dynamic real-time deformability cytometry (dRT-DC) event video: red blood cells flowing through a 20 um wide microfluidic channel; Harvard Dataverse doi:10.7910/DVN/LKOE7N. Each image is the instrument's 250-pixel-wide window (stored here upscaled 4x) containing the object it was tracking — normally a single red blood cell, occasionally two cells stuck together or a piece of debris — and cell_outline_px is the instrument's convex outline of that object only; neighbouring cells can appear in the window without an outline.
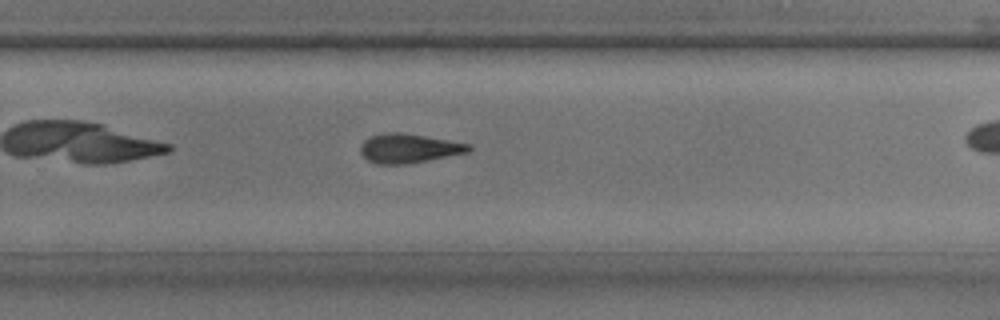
{"species": "common noctule bat (a hibernating species)", "species_latin": "Nyctalus noctula", "temperature_condition": "room temperature", "stored_images_in_passage": 19, "camera_frame_rate_fps": 3000, "um_per_image_px": 0.085, "animal": {"sex": "male", "body_mass_g": 17.9, "forearm_length_mm": 54.2}, "frame": {"image": 1, "passage_image": 14, "time_ms": 4.333, "image_size_px": [1000, 320], "cell_outline_px": [[472, 148], [468, 152], [404, 164], [376, 164], [368, 160], [360, 152], [360, 144], [368, 136], [384, 132], [400, 132], [424, 136], [468, 144]], "centroid_in_image_um": [34.65, 12.59], "position_along_channel_um": 295.1, "area_um2": 18.15}}